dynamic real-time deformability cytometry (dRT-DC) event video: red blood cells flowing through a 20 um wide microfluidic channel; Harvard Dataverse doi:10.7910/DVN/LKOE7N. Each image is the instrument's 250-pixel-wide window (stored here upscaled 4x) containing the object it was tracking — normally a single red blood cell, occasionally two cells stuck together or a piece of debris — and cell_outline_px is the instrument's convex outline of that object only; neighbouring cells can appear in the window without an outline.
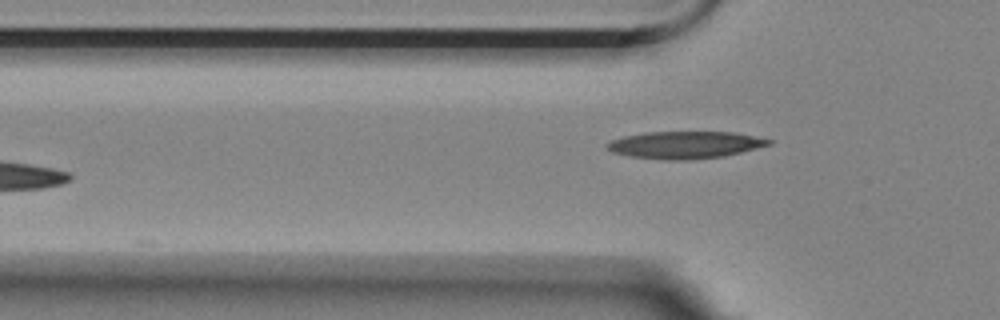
{"species": "Egyptian fruit bat (a non-hibernating species)", "species_latin": "Rousettus aegyptiacus", "temperature_condition": "room temperature", "stored_images_in_passage": 6, "segment_of_instrument_passage": [2, 2], "camera_frame_rate_fps": 3000, "um_per_image_px": 0.085, "animal": {"sex": "female"}, "frame": {"image": 1, "passage_image": 6, "time_ms": 1.667, "image_size_px": [1000, 320], "cell_outline_px": [[772, 144], [724, 156], [692, 160], [664, 160], [628, 156], [612, 152], [604, 148], [604, 144], [612, 140], [624, 136], [644, 132], [732, 132], [772, 140]], "centroid_in_image_um": [58.15, 12.32], "position_along_channel_um": 67.6, "area_um2": 25.72}}